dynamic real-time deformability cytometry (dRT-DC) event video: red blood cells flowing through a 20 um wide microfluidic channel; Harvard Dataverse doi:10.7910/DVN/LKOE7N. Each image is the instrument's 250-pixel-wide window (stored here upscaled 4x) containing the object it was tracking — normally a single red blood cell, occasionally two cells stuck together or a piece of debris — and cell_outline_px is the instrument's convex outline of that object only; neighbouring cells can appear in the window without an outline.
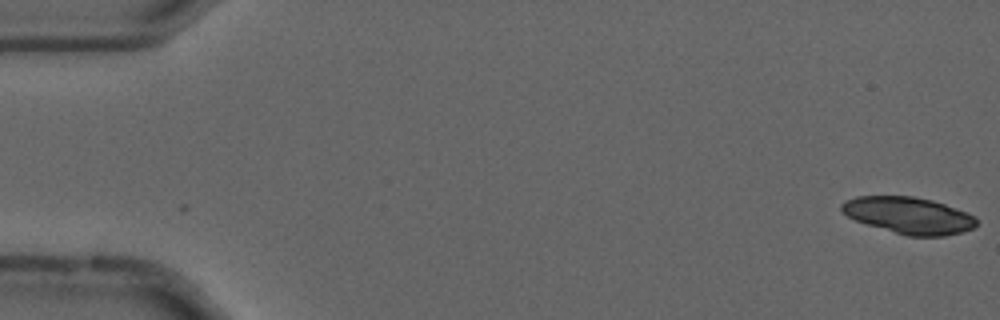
{"species": "common noctule bat (a hibernating species)", "species_latin": "Nyctalus noctula", "temperature_condition": "cold", "stored_images_in_passage": 2, "camera_frame_rate_fps": 3000, "um_per_image_px": 0.085, "animal": {"sex": "male", "forearm_length_mm": 52.5}, "frame": {"image": 1, "passage_image": 1, "time_ms": 0.0, "image_size_px": [1000, 320], "cell_outline_px": [[976, 224], [972, 228], [964, 232], [944, 236], [908, 236], [868, 224], [856, 220], [848, 216], [840, 208], [840, 204], [856, 196], [912, 196], [932, 200], [968, 212], [976, 216]], "centroid_in_image_um": [77.28, 18.3], "position_along_channel_um": 7.7, "area_um2": 28.61}}